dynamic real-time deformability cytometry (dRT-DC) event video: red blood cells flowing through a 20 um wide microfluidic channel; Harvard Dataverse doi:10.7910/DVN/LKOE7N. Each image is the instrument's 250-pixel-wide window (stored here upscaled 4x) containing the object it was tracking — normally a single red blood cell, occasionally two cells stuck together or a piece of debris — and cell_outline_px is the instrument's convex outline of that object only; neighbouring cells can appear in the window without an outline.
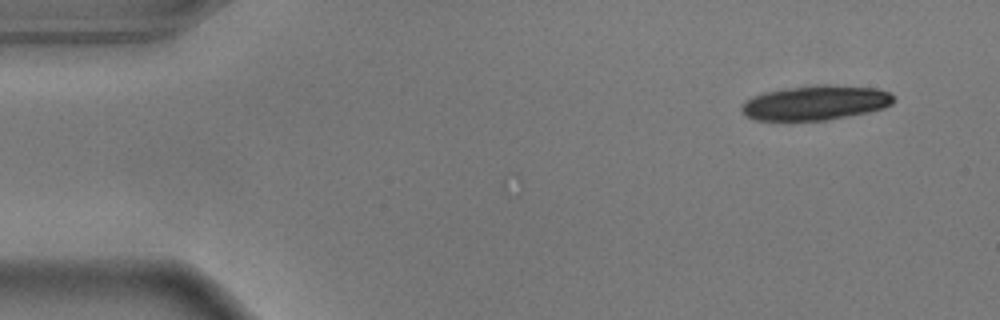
{"species": "common noctule bat (a hibernating species)", "species_latin": "Nyctalus noctula", "temperature_condition": "warm", "stored_images_in_passage": 15, "camera_frame_rate_fps": 3000, "um_per_image_px": 0.085, "animal": {"sex": "male", "body_mass_g": 17.9}, "frame": {"image": 1, "passage_image": 1, "time_ms": 0.0, "image_size_px": [1000, 320], "cell_outline_px": [[896, 100], [892, 104], [884, 108], [868, 112], [828, 120], [752, 120], [744, 116], [740, 108], [752, 96], [764, 92], [788, 88], [816, 84], [824, 84], [876, 88], [892, 92], [896, 96]], "centroid_in_image_um": [69.36, 8.73], "position_along_channel_um": 15.6, "area_um2": 30.98}}